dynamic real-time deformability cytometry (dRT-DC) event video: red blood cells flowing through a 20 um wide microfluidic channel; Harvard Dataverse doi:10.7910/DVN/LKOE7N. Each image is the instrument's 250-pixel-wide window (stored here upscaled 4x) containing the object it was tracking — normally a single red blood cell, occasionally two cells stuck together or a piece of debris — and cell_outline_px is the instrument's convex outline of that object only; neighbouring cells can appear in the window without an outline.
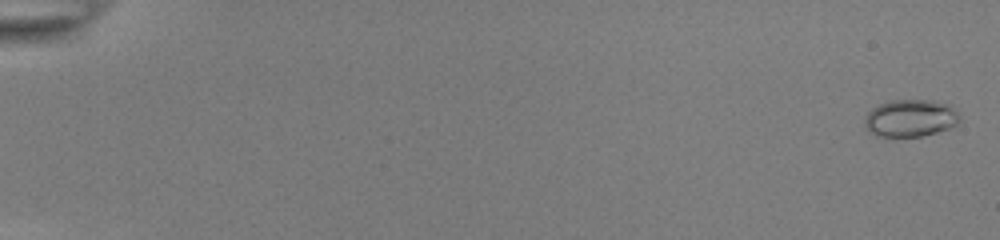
{"species": "common noctule bat (a hibernating species)", "species_latin": "Nyctalus noctula", "temperature_condition": "room temperature", "stored_images_in_passage": 55, "camera_frame_rate_fps": 3000, "um_per_image_px": 0.085, "animal": {"sex": "female", "body_mass_g": 22.0, "forearm_length_mm": 56.7}, "frame": {"image": 1, "passage_image": 2, "time_ms": 0.333, "image_size_px": [1000, 240], "cell_outline_px": [[960, 116], [956, 124], [948, 128], [936, 132], [920, 136], [876, 136], [868, 132], [864, 124], [864, 116], [872, 108], [880, 104], [892, 100], [932, 100], [952, 104]], "centroid_in_image_um": [77.37, 10.03], "position_along_channel_um": 7.6, "area_um2": 20.75}}
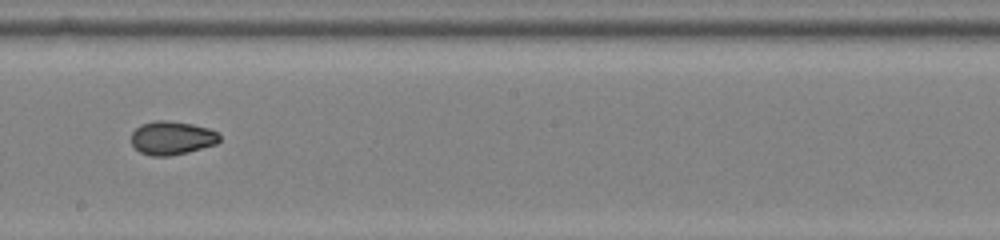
{"frame": {"image": 2, "passage_image": 34, "time_ms": 11.0, "image_size_px": [1000, 240], "cell_outline_px": [[220, 140], [216, 144], [188, 152], [168, 156], [152, 156], [140, 152], [132, 144], [132, 132], [140, 124], [156, 120], [168, 120], [192, 124], [208, 128], [216, 132], [220, 136]], "centroid_in_image_um": [14.6, 11.72], "position_along_channel_um": 233.6, "area_um2": 17.22}}
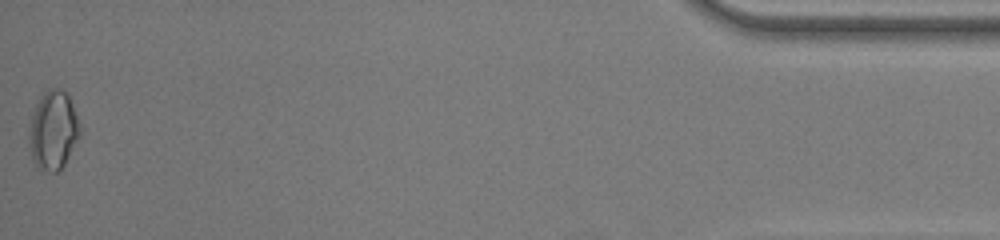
{"frame": {"image": 3, "passage_image": 55, "time_ms": 18.0, "image_size_px": [1000, 240], "cell_outline_px": [[80, 136], [64, 164], [56, 172], [48, 172], [40, 168], [32, 160], [28, 140], [28, 132], [32, 116], [36, 104], [40, 96], [48, 88], [56, 88], [64, 92], [68, 96], [72, 104], [80, 124]], "centroid_in_image_um": [4.51, 11.07], "position_along_channel_um": 430.7, "area_um2": 23.18}, "authors_computed_cell_mechanics": {"area_um2": 18.207, "velocity_mm_per_s": 3.907, "shape_relaxation_time_tau1_ms": null, "shape_relaxation_time_tau2_ms": 1.5993, "deformation_change_tau1": null, "deformation_change_tau2": 0.0428}}